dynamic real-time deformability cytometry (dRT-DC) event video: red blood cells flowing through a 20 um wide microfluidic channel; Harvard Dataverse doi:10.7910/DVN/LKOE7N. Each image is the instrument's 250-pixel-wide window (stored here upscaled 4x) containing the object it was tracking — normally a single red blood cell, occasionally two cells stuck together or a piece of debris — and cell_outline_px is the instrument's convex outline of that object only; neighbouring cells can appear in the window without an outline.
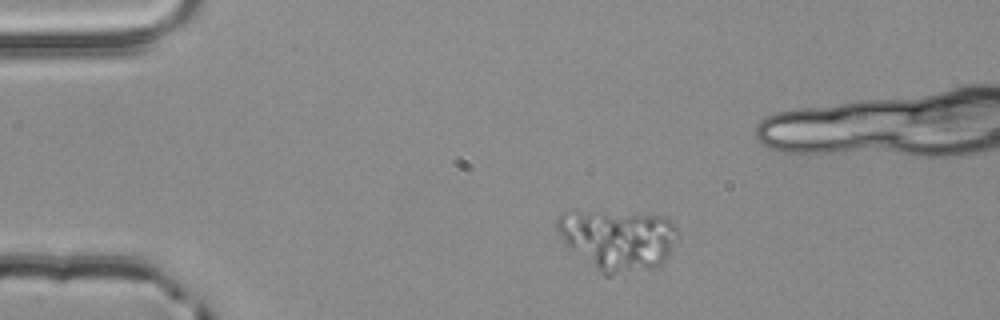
{"species": "common noctule bat (a hibernating species)", "species_latin": "Nyctalus noctula", "temperature_condition": "room temperature", "stored_images_in_passage": 49, "camera_frame_rate_fps": 3000, "um_per_image_px": 0.085, "animal": {"sex": "male", "body_mass_g": 20.4}, "frame": {"image": 1, "passage_image": 4, "time_ms": 1.0, "image_size_px": [1000, 320], "cell_outline_px": [[676, 232], [668, 256], [660, 264], [652, 268], [612, 276], [604, 276], [568, 248], [564, 244], [556, 228], [556, 220], [564, 212], [636, 212], [664, 216], [672, 220], [676, 228]], "centroid_in_image_um": [52.49, 20.37], "position_along_channel_um": 32.5, "area_um2": 42.83}}
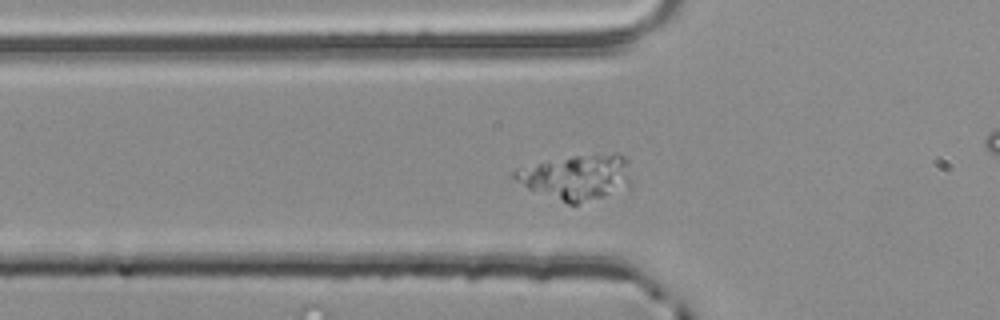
{"frame": {"image": 2, "passage_image": 12, "time_ms": 3.667, "image_size_px": [1000, 320], "cell_outline_px": [[632, 184], [628, 188], [576, 204], [568, 204], [528, 188], [516, 180], [512, 176], [512, 172], [516, 168], [572, 156], [616, 152], [624, 156], [628, 160], [632, 180]], "centroid_in_image_um": [49.08, 15.04], "position_along_channel_um": 76.7, "area_um2": 30.75}}
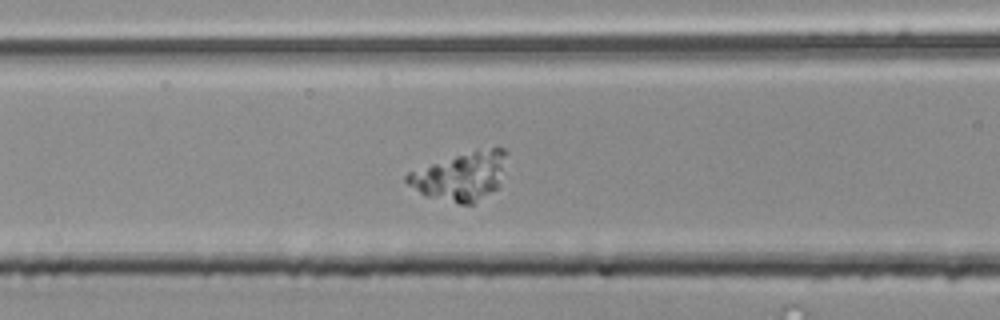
{"frame": {"image": 3, "passage_image": 16, "time_ms": 5.0, "image_size_px": [1000, 320], "cell_outline_px": [[508, 152], [500, 188], [472, 204], [460, 204], [428, 196], [420, 192], [408, 184], [404, 180], [404, 176], [408, 172], [456, 156], [472, 152], [492, 148], [504, 148]], "centroid_in_image_um": [39.23, 15.01], "position_along_channel_um": 127.4, "area_um2": 27.63}}